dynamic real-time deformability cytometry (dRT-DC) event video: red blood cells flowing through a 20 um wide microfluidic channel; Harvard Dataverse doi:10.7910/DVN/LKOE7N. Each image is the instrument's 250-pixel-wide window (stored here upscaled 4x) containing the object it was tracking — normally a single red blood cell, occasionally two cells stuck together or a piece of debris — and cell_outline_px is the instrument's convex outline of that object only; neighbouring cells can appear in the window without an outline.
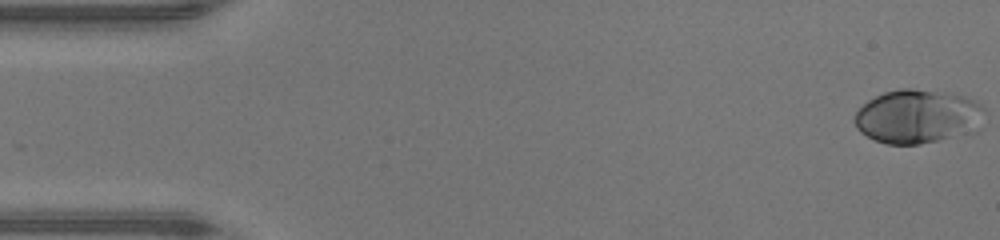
{"species": "human", "species_latin": "Homo sapiens", "temperature_condition": "warm", "stored_images_in_passage": 47, "camera_frame_rate_fps": 3000, "um_per_image_px": 0.085, "donor": {"sex": "male"}, "frame": {"image": 1, "passage_image": 1, "time_ms": 0.0, "image_size_px": [1000, 240], "cell_outline_px": [[984, 108], [980, 132], [920, 144], [888, 144], [876, 140], [860, 132], [856, 128], [856, 112], [868, 100], [884, 92], [900, 88], [912, 88], [960, 96], [976, 100]], "centroid_in_image_um": [78.05, 9.92], "position_along_channel_um": 6.9, "area_um2": 40.81}}
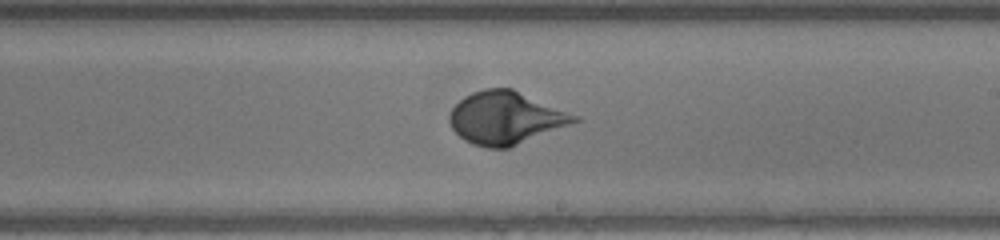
{"frame": {"image": 2, "passage_image": 27, "time_ms": 8.667, "image_size_px": [1000, 240], "cell_outline_px": [[580, 120], [508, 148], [488, 148], [472, 144], [464, 140], [452, 128], [448, 120], [448, 116], [452, 108], [464, 96], [472, 92], [484, 88], [512, 88], [580, 116]], "centroid_in_image_um": [42.96, 10.01], "position_along_channel_um": 246.0, "area_um2": 38.15}}
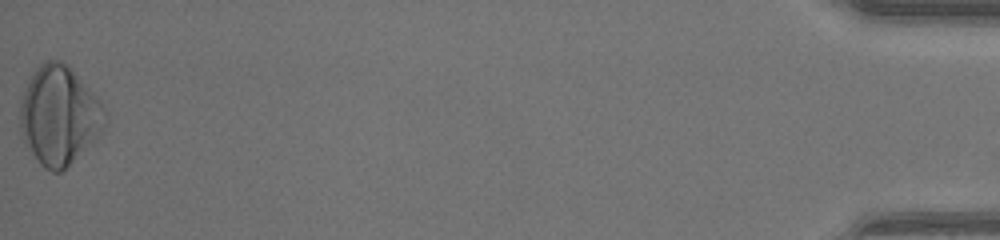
{"frame": {"image": 3, "passage_image": 47, "time_ms": 15.333, "image_size_px": [1000, 240], "cell_outline_px": [[108, 116], [100, 132], [60, 172], [52, 172], [44, 168], [40, 164], [24, 144], [20, 132], [20, 100], [28, 80], [32, 72], [44, 60], [60, 60], [100, 100], [108, 112]], "centroid_in_image_um": [4.98, 9.81], "position_along_channel_um": 430.2, "area_um2": 48.15}, "authors_computed_cell_mechanics": {"area_um2": 37.8012, "velocity_mm_per_s": 4.3889, "shape_relaxation_time_tau1_ms": 2.6697, "shape_relaxation_time_tau2_ms": null, "deformation_change_tau1": 0.1732, "deformation_change_tau2": null}}